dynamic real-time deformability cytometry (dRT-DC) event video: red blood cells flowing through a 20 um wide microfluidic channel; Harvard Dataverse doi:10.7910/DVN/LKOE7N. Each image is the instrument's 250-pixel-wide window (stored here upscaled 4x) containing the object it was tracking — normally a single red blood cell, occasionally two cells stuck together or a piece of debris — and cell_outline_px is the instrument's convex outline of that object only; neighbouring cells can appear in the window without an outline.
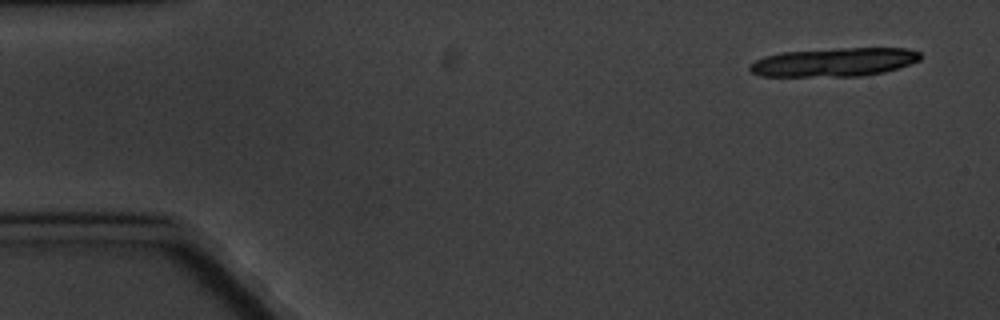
{"species": "common noctule bat (a hibernating species)", "species_latin": "Nyctalus noctula", "temperature_condition": "cold", "stored_images_in_passage": 11, "camera_frame_rate_fps": 3000, "um_per_image_px": 0.085, "animal": {"sex": "male", "body_mass_g": 20.1, "forearm_length_mm": 53.5}, "frame": {"image": 1, "passage_image": 1, "time_ms": 0.0, "image_size_px": [1000, 320], "cell_outline_px": [[920, 60], [900, 68], [884, 72], [860, 76], [760, 76], [752, 72], [748, 68], [756, 60], [764, 56], [780, 52], [836, 48], [908, 48], [920, 52]], "centroid_in_image_um": [70.92, 5.28], "position_along_channel_um": 14.1, "area_um2": 28.55}}
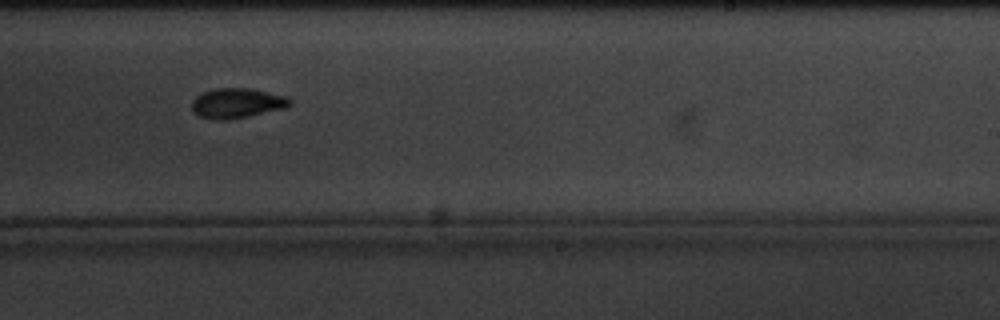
{"frame": {"image": 2, "passage_image": 10, "time_ms": 11.333, "image_size_px": [1000, 320], "cell_outline_px": [[292, 104], [288, 108], [248, 116], [200, 116], [192, 108], [192, 100], [200, 92], [216, 88], [248, 88], [284, 96], [292, 100]], "centroid_in_image_um": [20.21, 8.7], "position_along_channel_um": 268.8, "area_um2": 16.24}}